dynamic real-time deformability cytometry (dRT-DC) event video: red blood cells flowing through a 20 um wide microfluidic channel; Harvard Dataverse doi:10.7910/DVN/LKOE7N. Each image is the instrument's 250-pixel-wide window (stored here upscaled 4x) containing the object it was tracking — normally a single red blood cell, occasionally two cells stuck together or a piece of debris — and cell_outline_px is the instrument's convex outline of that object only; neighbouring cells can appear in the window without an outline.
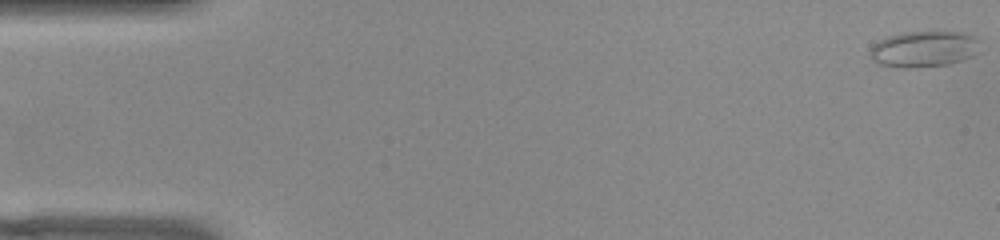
{"species": "common noctule bat (a hibernating species)", "species_latin": "Nyctalus noctula", "temperature_condition": "warm", "stored_images_in_passage": 53, "camera_frame_rate_fps": 3000, "um_per_image_px": 0.085, "animal": {"sex": "female", "body_mass_g": 22.0, "forearm_length_mm": 56.7}, "frame": {"image": 1, "passage_image": 1, "time_ms": 0.0, "image_size_px": [1000, 240], "cell_outline_px": [[980, 52], [972, 56], [948, 64], [916, 68], [900, 68], [880, 64], [868, 52], [872, 44], [888, 36], [900, 32], [956, 32], [976, 36], [980, 40]], "centroid_in_image_um": [78.55, 4.16], "position_along_channel_um": 6.4, "area_um2": 23.29}}
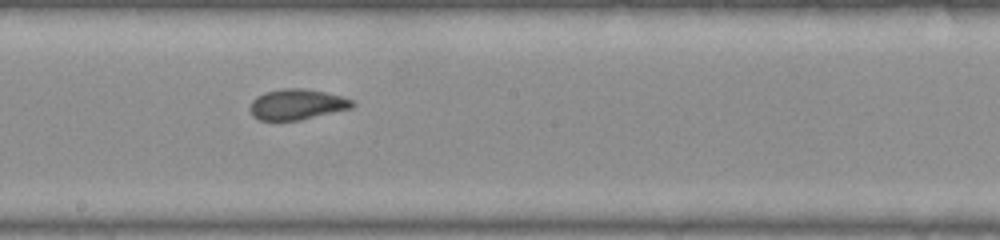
{"frame": {"image": 2, "passage_image": 29, "time_ms": 9.333, "image_size_px": [1000, 240], "cell_outline_px": [[356, 104], [352, 108], [300, 120], [260, 120], [252, 116], [248, 108], [252, 100], [256, 96], [264, 92], [284, 88], [300, 88], [324, 92], [340, 96], [352, 100]], "centroid_in_image_um": [25.2, 8.88], "position_along_channel_um": 223.0, "area_um2": 18.26}}
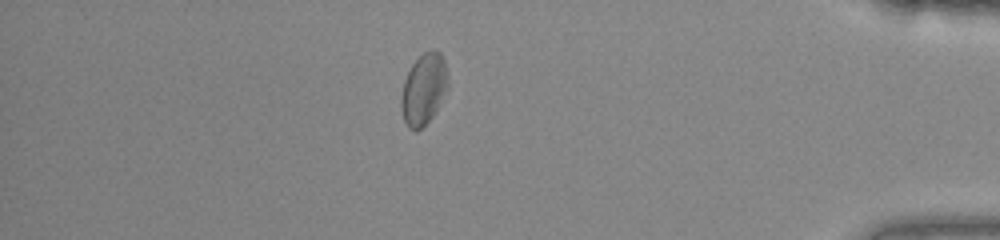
{"frame": {"image": 3, "passage_image": 46, "time_ms": 15.0, "image_size_px": [1000, 240], "cell_outline_px": [[448, 84], [436, 112], [416, 132], [408, 128], [404, 124], [400, 108], [400, 96], [404, 80], [412, 64], [424, 52], [432, 48], [436, 48], [440, 52], [444, 60], [448, 80]], "centroid_in_image_um": [35.98, 7.58], "position_along_channel_um": 399.2, "area_um2": 19.54}, "authors_computed_cell_mechanics": {"area_um2": 19.1318, "velocity_mm_per_s": 3.8407, "shape_relaxation_time_tau1_ms": 11.2773, "shape_relaxation_time_tau2_ms": 1.5232, "deformation_change_tau1": 0.1868, "deformation_change_tau2": 0.0676}}